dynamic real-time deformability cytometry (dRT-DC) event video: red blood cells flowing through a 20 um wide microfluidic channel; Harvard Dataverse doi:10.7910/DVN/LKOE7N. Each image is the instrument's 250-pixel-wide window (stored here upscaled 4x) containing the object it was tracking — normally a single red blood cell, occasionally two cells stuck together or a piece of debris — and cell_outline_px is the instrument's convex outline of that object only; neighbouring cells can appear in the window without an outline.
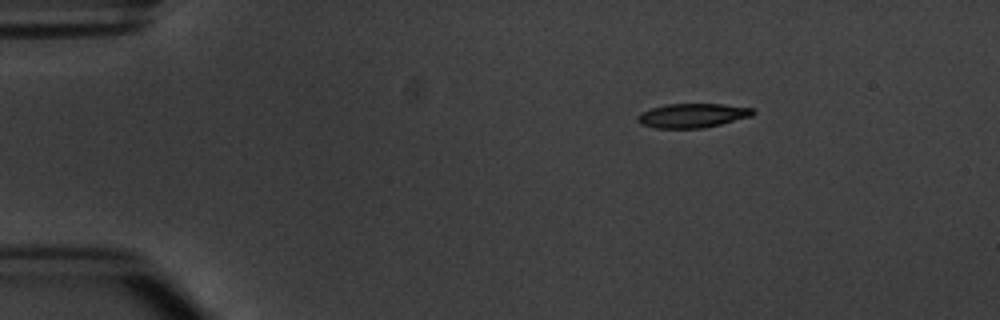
{"species": "common noctule bat (a hibernating species)", "species_latin": "Nyctalus noctula", "temperature_condition": "warm", "stored_images_in_passage": 4, "camera_frame_rate_fps": 3000, "um_per_image_px": 0.085, "animal": {"sex": "male", "body_mass_g": 20.1, "forearm_length_mm": 53.5}, "frame": {"image": 1, "passage_image": 2, "time_ms": 2.333, "image_size_px": [1000, 320], "cell_outline_px": [[756, 112], [752, 116], [704, 128], [656, 128], [640, 124], [636, 120], [636, 116], [640, 112], [664, 104], [724, 104], [756, 108]], "centroid_in_image_um": [58.86, 9.81], "position_along_channel_um": 26.1, "area_um2": 16.47}}